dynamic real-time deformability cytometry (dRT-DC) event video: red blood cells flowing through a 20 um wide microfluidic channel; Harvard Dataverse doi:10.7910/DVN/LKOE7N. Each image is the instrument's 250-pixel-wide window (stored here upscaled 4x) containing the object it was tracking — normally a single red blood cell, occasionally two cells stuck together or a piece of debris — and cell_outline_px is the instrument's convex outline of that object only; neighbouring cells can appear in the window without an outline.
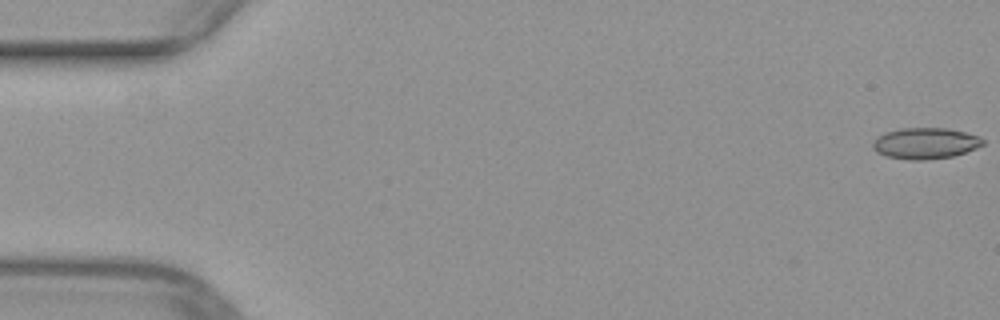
{"species": "common noctule bat (a hibernating species)", "species_latin": "Nyctalus noctula", "temperature_condition": "warm", "stored_images_in_passage": 14, "camera_frame_rate_fps": 3000, "um_per_image_px": 0.085, "animal": {"sex": "female", "body_mass_g": 29.2, "forearm_length_mm": 56.3}, "frame": {"image": 1, "passage_image": 1, "time_ms": 0.0, "image_size_px": [1000, 320], "cell_outline_px": [[984, 144], [976, 148], [952, 156], [924, 160], [908, 160], [888, 156], [876, 152], [872, 148], [872, 144], [876, 136], [884, 132], [900, 128], [948, 128], [980, 136], [984, 140]], "centroid_in_image_um": [78.62, 12.17], "position_along_channel_um": 6.4, "area_um2": 20.06}}